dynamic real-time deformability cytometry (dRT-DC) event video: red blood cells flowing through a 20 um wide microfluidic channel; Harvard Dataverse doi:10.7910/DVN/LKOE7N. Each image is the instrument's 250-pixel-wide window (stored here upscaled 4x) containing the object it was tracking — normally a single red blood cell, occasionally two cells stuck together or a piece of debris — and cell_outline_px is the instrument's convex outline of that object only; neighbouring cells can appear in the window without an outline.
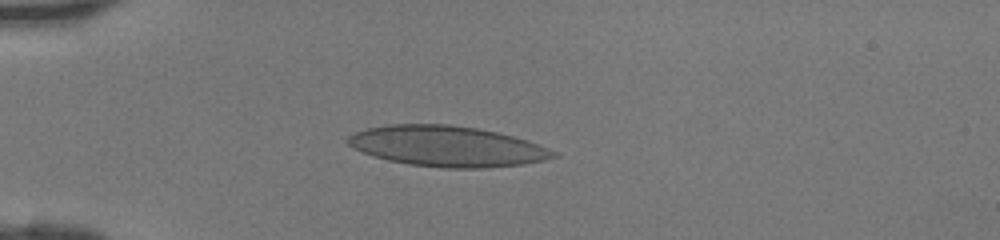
{"species": "human", "species_latin": "Homo sapiens", "temperature_condition": "room temperature", "stored_images_in_passage": 37, "camera_frame_rate_fps": 3000, "um_per_image_px": 0.085, "donor": {"sex": "female"}, "frame": {"image": 1, "passage_image": 5, "time_ms": 1.333, "image_size_px": [1000, 240], "cell_outline_px": [[560, 156], [544, 160], [524, 164], [484, 168], [440, 168], [408, 164], [388, 160], [372, 156], [352, 148], [344, 140], [352, 132], [368, 128], [388, 124], [448, 124], [476, 128], [496, 132], [528, 140], [548, 148], [556, 152]], "centroid_in_image_um": [37.96, 12.43], "position_along_channel_um": 47.0, "area_um2": 48.9}}
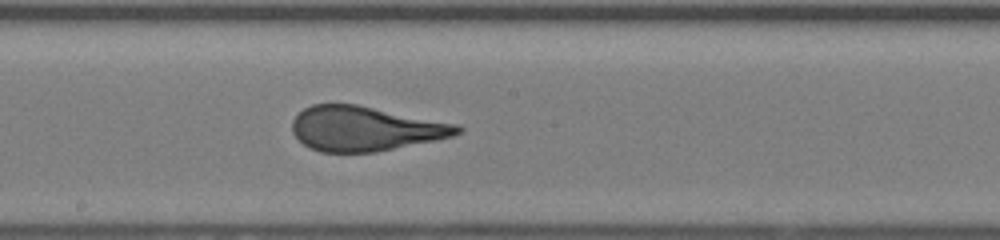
{"frame": {"image": 2, "passage_image": 18, "time_ms": 5.667, "image_size_px": [1000, 240], "cell_outline_px": [[464, 128], [460, 132], [452, 136], [436, 140], [376, 152], [320, 152], [304, 144], [292, 132], [292, 120], [304, 108], [312, 104], [356, 104], [460, 124]], "centroid_in_image_um": [31.06, 10.93], "position_along_channel_um": 217.1, "area_um2": 42.95}}
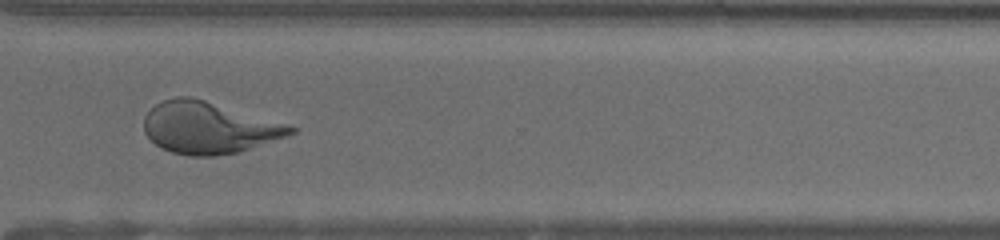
{"frame": {"image": 3, "passage_image": 27, "time_ms": 8.667, "image_size_px": [1000, 240], "cell_outline_px": [[296, 132], [288, 136], [240, 152], [216, 156], [188, 156], [172, 152], [160, 148], [144, 132], [144, 116], [156, 104], [164, 100], [176, 96], [192, 96], [292, 124], [296, 128]], "centroid_in_image_um": [17.8, 10.85], "position_along_channel_um": 352.8, "area_um2": 44.8}}